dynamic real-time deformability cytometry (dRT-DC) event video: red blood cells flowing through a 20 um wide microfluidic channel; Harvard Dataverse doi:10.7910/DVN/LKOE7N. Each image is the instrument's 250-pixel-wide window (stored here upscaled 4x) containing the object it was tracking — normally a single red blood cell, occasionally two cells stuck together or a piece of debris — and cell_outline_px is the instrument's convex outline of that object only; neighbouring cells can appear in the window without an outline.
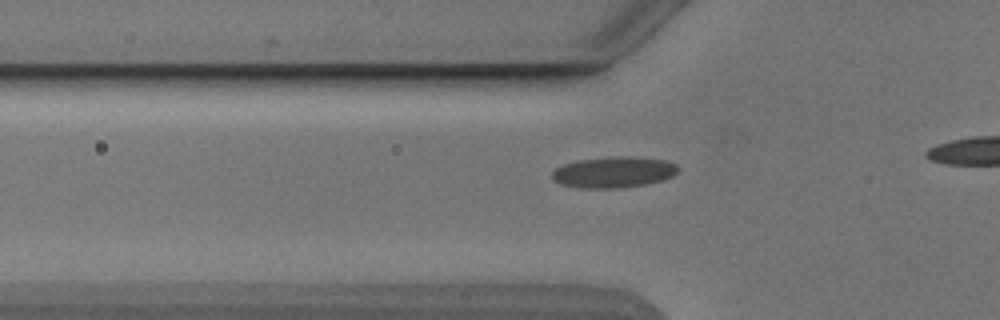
{"species": "Egyptian fruit bat (a non-hibernating species)", "species_latin": "Rousettus aegyptiacus", "temperature_condition": "cold", "stored_images_in_passage": 34, "camera_frame_rate_fps": 3000, "um_per_image_px": 0.085, "animal": {"sex": "male"}, "frame": {"image": 1, "passage_image": 9, "time_ms": 2.667, "image_size_px": [1000, 320], "cell_outline_px": [[680, 168], [672, 176], [660, 180], [644, 184], [616, 188], [584, 188], [560, 184], [552, 176], [552, 172], [556, 168], [564, 164], [576, 160], [612, 156], [636, 156], [664, 160], [676, 164]], "centroid_in_image_um": [52.16, 14.61], "position_along_channel_um": 73.6, "area_um2": 22.66}}
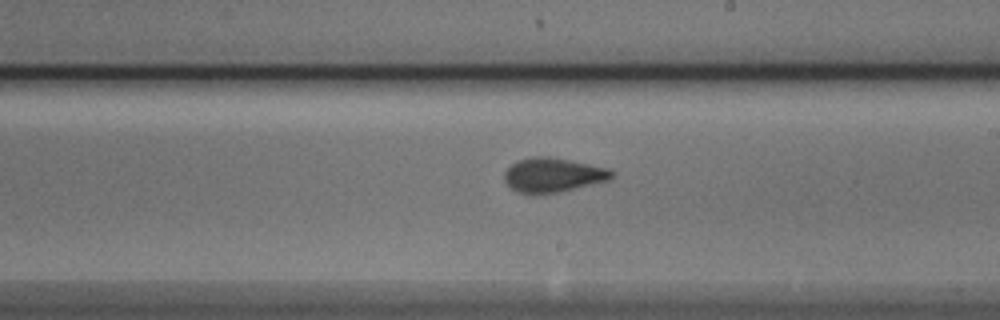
{"frame": {"image": 2, "passage_image": 22, "time_ms": 7.0, "image_size_px": [1000, 320], "cell_outline_px": [[612, 176], [608, 180], [556, 192], [536, 196], [516, 192], [504, 180], [504, 172], [516, 160], [532, 156], [548, 156], [608, 168], [612, 172]], "centroid_in_image_um": [46.92, 14.88], "position_along_channel_um": 242.1, "area_um2": 21.39}}
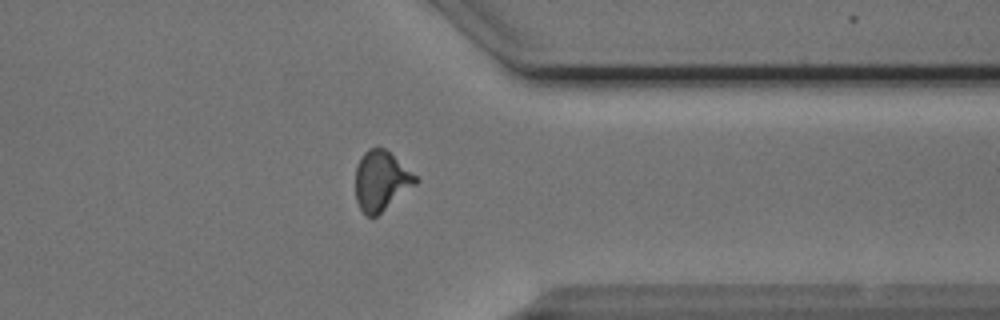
{"frame": {"image": 3, "passage_image": 33, "time_ms": 10.667, "image_size_px": [1000, 320], "cell_outline_px": [[420, 180], [416, 184], [376, 216], [368, 216], [360, 208], [356, 200], [356, 168], [360, 156], [368, 148], [384, 148], [416, 176]], "centroid_in_image_um": [32.38, 15.36], "position_along_channel_um": 379.0, "area_um2": 20.52}}